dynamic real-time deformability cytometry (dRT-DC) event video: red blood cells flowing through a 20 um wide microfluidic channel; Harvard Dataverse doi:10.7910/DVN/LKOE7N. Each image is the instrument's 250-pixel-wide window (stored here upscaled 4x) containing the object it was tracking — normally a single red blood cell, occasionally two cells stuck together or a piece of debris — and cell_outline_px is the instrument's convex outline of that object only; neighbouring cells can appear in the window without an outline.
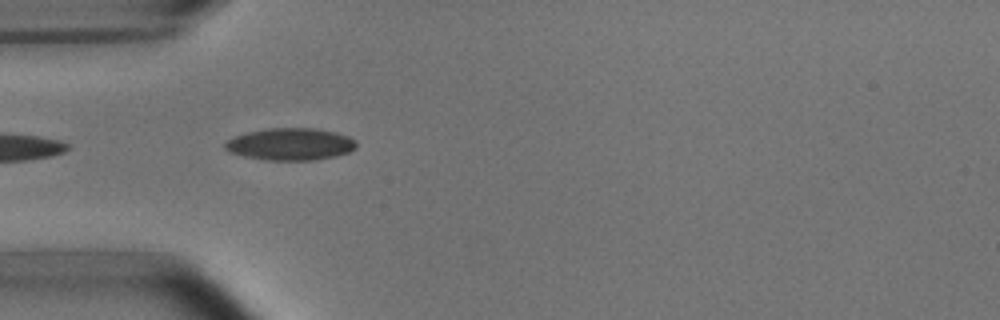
{"species": "common noctule bat (a hibernating species)", "species_latin": "Nyctalus noctula", "temperature_condition": "room temperature", "stored_images_in_passage": 6, "camera_frame_rate_fps": 3000, "um_per_image_px": 0.085, "animal": {"sex": "male", "body_mass_g": 15.6}, "frame": {"image": 1, "passage_image": 5, "time_ms": 4.667, "image_size_px": [1000, 320], "cell_outline_px": [[356, 148], [348, 152], [336, 156], [316, 160], [268, 160], [244, 156], [228, 152], [224, 148], [224, 144], [228, 140], [236, 136], [248, 132], [268, 128], [316, 128], [336, 132], [348, 136], [356, 140]], "centroid_in_image_um": [24.7, 12.25], "position_along_channel_um": 60.3, "area_um2": 24.62}}